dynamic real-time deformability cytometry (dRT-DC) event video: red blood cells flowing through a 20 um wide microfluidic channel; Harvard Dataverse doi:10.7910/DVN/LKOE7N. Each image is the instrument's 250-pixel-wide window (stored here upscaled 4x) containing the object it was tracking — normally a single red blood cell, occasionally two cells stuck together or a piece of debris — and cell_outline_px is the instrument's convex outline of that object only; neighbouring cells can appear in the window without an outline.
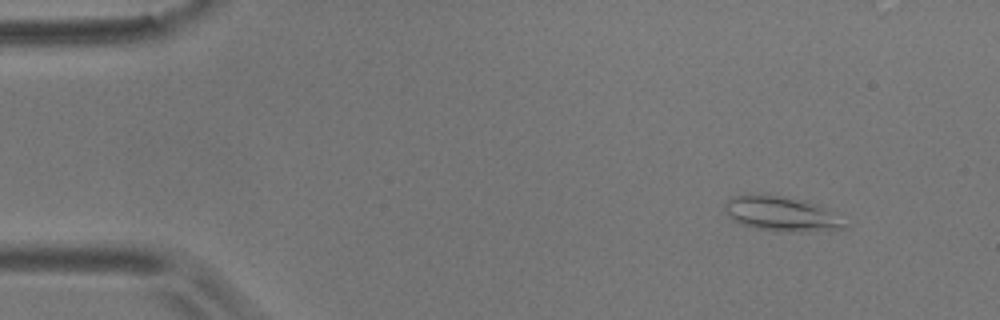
{"species": "common noctule bat (a hibernating species)", "species_latin": "Nyctalus noctula", "temperature_condition": "room temperature", "stored_images_in_passage": 4, "camera_frame_rate_fps": 3000, "um_per_image_px": 0.085, "animal": {"sex": "male", "body_mass_g": 17.9}, "frame": {"image": 1, "passage_image": 2, "time_ms": 0.333, "image_size_px": [1000, 320], "cell_outline_px": [[852, 224], [848, 228], [804, 232], [776, 232], [756, 228], [740, 224], [732, 220], [724, 212], [724, 200], [732, 196], [760, 192], [808, 200], [820, 204]], "centroid_in_image_um": [66.44, 18.16], "position_along_channel_um": 18.6, "area_um2": 25.61}}